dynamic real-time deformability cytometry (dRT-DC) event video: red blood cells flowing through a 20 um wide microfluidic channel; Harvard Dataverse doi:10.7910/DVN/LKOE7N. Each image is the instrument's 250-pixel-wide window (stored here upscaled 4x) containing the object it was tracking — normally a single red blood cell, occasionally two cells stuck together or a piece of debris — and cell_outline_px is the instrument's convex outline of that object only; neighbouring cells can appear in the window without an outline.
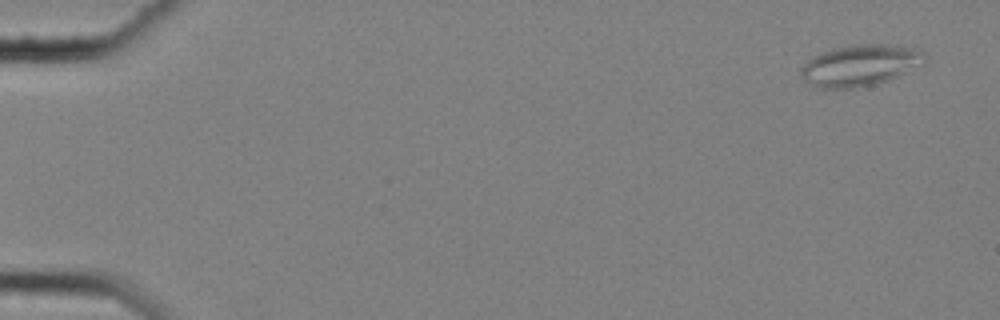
{"species": "common noctule bat (a hibernating species)", "species_latin": "Nyctalus noctula", "temperature_condition": "cold", "stored_images_in_passage": 57, "camera_frame_rate_fps": 3000, "um_per_image_px": 0.085, "animal": {"sex": "female", "body_mass_g": 25.1}, "frame": {"image": 1, "passage_image": 1, "time_ms": 0.0, "image_size_px": [1000, 320], "cell_outline_px": [[924, 64], [888, 80], [876, 84], [852, 88], [820, 88], [804, 80], [800, 76], [800, 68], [808, 60], [820, 52], [832, 48], [856, 44], [888, 44], [912, 48], [924, 52]], "centroid_in_image_um": [73.08, 5.55], "position_along_channel_um": 11.9, "area_um2": 29.71}}
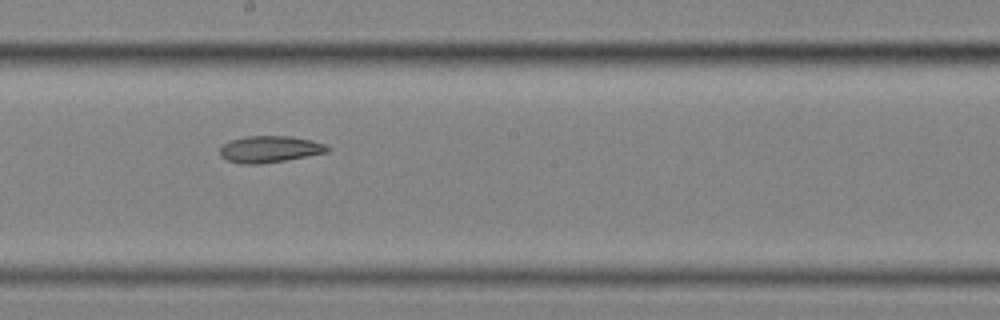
{"frame": {"image": 2, "passage_image": 32, "time_ms": 10.333, "image_size_px": [1000, 320], "cell_outline_px": [[332, 148], [328, 152], [308, 156], [260, 164], [240, 164], [228, 160], [220, 156], [220, 148], [224, 144], [232, 140], [244, 136], [292, 136], [312, 140], [324, 144]], "centroid_in_image_um": [22.94, 12.68], "position_along_channel_um": 225.3, "area_um2": 16.7}}
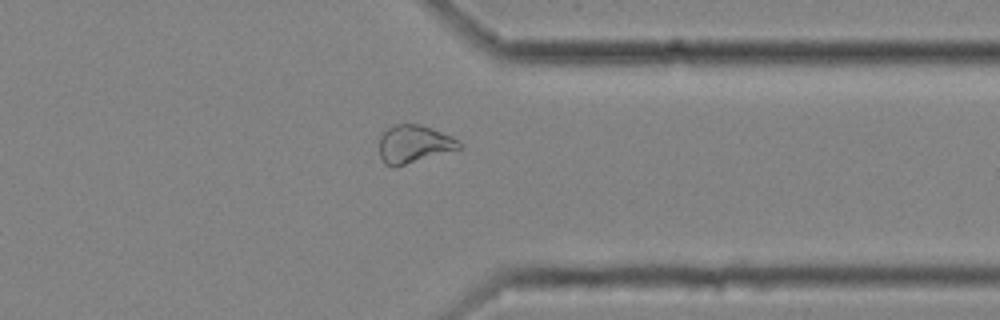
{"frame": {"image": 3, "passage_image": 45, "time_ms": 14.667, "image_size_px": [1000, 320], "cell_outline_px": [[464, 148], [396, 168], [392, 168], [384, 164], [380, 156], [380, 136], [392, 124], [420, 124], [432, 128], [464, 144]], "centroid_in_image_um": [35.19, 12.28], "position_along_channel_um": 376.2, "area_um2": 17.98}, "authors_computed_cell_mechanics": {"area_um2": 20.4612, "velocity_mm_per_s": 3.503, "shape_relaxation_time_tau1_ms": null, "shape_relaxation_time_tau2_ms": 7.7876, "deformation_change_tau1": null, "deformation_change_tau2": 0.1511}}